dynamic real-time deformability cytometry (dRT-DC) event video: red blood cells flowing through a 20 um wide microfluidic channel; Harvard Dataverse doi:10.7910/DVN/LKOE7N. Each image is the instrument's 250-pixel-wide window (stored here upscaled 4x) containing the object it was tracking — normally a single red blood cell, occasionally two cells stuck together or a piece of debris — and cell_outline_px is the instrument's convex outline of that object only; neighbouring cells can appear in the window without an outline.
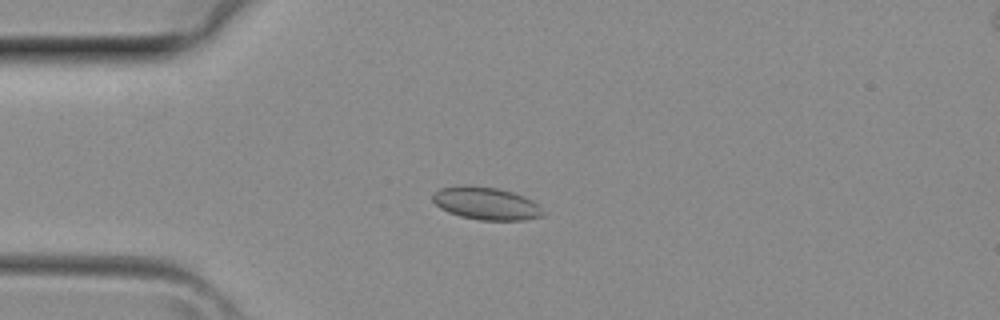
{"species": "common noctule bat (a hibernating species)", "species_latin": "Nyctalus noctula", "temperature_condition": "room temperature", "stored_images_in_passage": 39, "camera_frame_rate_fps": 3000, "um_per_image_px": 0.085, "animal": {"sex": "female", "body_mass_g": 29.2, "forearm_length_mm": 56.3}, "frame": {"image": 1, "passage_image": 10, "time_ms": 3.0, "image_size_px": [1000, 320], "cell_outline_px": [[544, 216], [524, 220], [480, 220], [460, 216], [448, 212], [440, 208], [432, 200], [432, 192], [440, 188], [460, 184], [468, 184], [496, 188], [512, 192], [524, 196], [532, 200], [544, 212]], "centroid_in_image_um": [41.27, 17.27], "position_along_channel_um": 43.7, "area_um2": 21.21}}
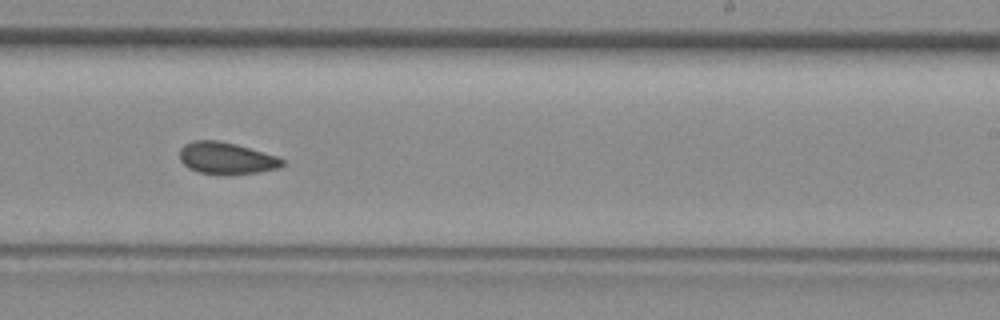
{"frame": {"image": 2, "passage_image": 24, "time_ms": 7.667, "image_size_px": [1000, 320], "cell_outline_px": [[284, 164], [280, 168], [256, 172], [228, 176], [200, 172], [188, 168], [180, 160], [180, 148], [184, 144], [192, 140], [216, 140], [236, 144], [276, 156], [284, 160]], "centroid_in_image_um": [19.22, 13.46], "position_along_channel_um": 269.8, "area_um2": 19.19}}
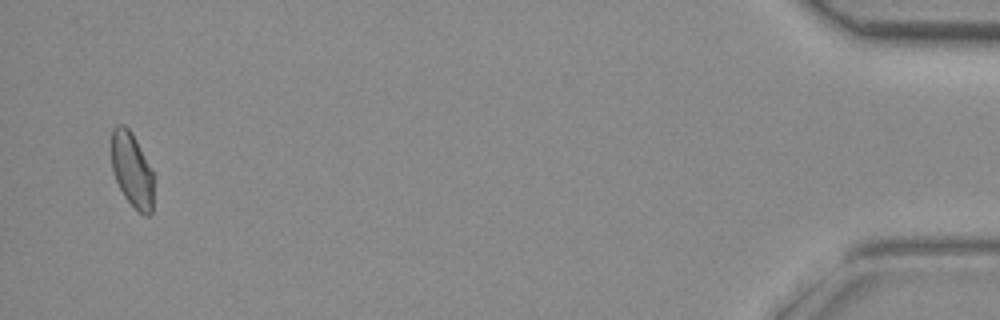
{"frame": {"image": 3, "passage_image": 38, "time_ms": 12.333, "image_size_px": [1000, 320], "cell_outline_px": [[152, 212], [148, 216], [144, 216], [124, 196], [116, 180], [112, 168], [112, 128], [116, 124], [124, 124], [132, 132], [152, 172]], "centroid_in_image_um": [11.19, 14.41], "position_along_channel_um": 424.0, "area_um2": 17.92}}